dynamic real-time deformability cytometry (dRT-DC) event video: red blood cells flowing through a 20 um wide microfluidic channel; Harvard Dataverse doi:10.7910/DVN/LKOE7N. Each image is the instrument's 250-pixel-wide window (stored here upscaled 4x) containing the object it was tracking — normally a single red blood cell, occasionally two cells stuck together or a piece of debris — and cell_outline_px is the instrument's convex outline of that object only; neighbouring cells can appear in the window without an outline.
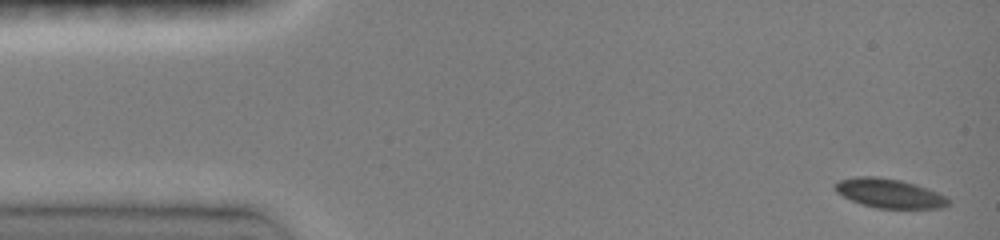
{"species": "common noctule bat (a hibernating species)", "species_latin": "Nyctalus noctula", "temperature_condition": "room temperature", "stored_images_in_passage": 7, "camera_frame_rate_fps": 3000, "um_per_image_px": 0.085, "animal": {"sex": "female", "body_mass_g": 19.0, "forearm_length_mm": 51.5}, "frame": {"image": 1, "passage_image": 1, "time_ms": 0.0, "image_size_px": [1000, 240], "cell_outline_px": [[948, 204], [940, 208], [876, 208], [852, 200], [836, 192], [832, 184], [840, 180], [856, 176], [876, 176], [900, 180], [916, 184], [928, 188], [948, 196]], "centroid_in_image_um": [75.59, 16.42], "position_along_channel_um": 9.4, "area_um2": 19.25}}
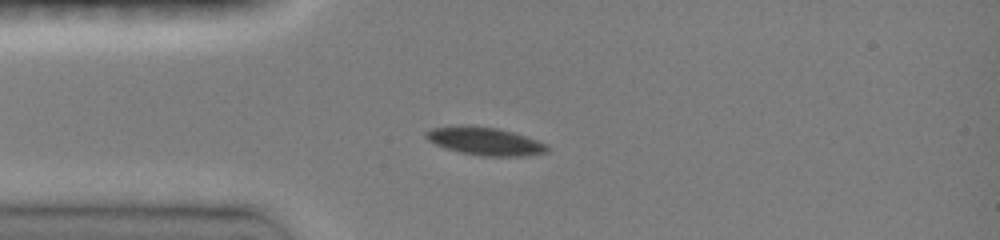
{"frame": {"image": 2, "passage_image": 6, "time_ms": 3.333, "image_size_px": [1000, 240], "cell_outline_px": [[548, 152], [528, 156], [480, 156], [460, 152], [436, 144], [428, 140], [424, 136], [424, 132], [432, 128], [456, 124], [468, 124], [496, 128], [512, 132], [548, 144]], "centroid_in_image_um": [41.2, 11.99], "position_along_channel_um": 43.8, "area_um2": 19.94}}